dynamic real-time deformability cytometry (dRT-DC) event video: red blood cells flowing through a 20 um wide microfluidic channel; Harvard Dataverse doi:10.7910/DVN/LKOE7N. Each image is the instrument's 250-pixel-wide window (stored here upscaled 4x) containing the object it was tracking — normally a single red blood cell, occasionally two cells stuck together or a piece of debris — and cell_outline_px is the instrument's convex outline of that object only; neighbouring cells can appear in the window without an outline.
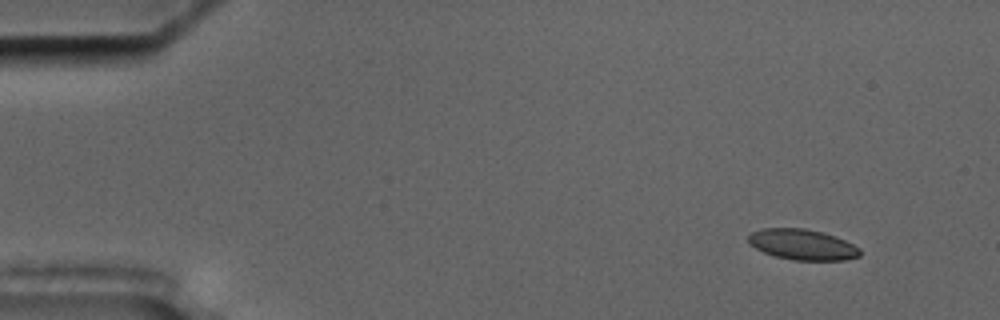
{"species": "common noctule bat (a hibernating species)", "species_latin": "Nyctalus noctula", "temperature_condition": "cold", "stored_images_in_passage": 2, "camera_frame_rate_fps": 3000, "um_per_image_px": 0.085, "animal": {"sex": "male", "body_mass_g": 17.5, "forearm_length_mm": 52.3}, "frame": {"image": 1, "passage_image": 1, "time_ms": 0.0, "image_size_px": [1000, 320], "cell_outline_px": [[860, 256], [844, 260], [792, 260], [776, 256], [764, 252], [748, 244], [748, 236], [752, 232], [764, 228], [804, 228], [824, 232], [836, 236], [860, 248]], "centroid_in_image_um": [68.21, 20.78], "position_along_channel_um": 16.8, "area_um2": 19.94}}